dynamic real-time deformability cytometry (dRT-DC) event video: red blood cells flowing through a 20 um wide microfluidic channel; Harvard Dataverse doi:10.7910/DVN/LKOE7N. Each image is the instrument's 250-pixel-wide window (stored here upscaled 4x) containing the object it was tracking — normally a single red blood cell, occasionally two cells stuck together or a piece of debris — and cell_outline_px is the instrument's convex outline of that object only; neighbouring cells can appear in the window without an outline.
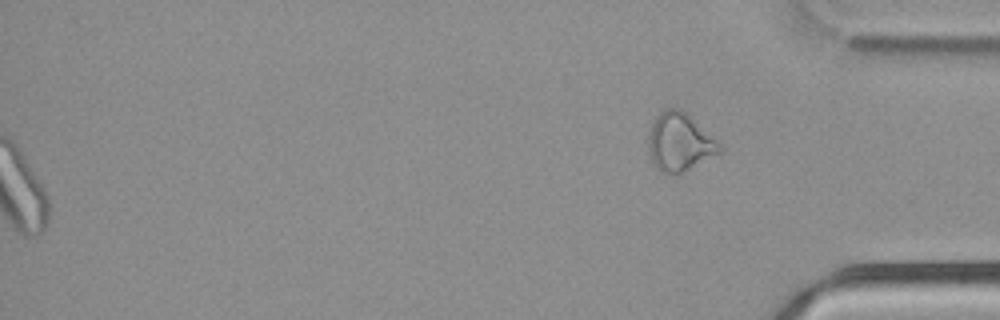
{"species": "common noctule bat (a hibernating species)", "species_latin": "Nyctalus noctula", "temperature_condition": "cold", "stored_images_in_passage": 51, "segment_of_instrument_passage": [2, 2], "camera_frame_rate_fps": 3000, "um_per_image_px": 0.085, "animal": {"sex": "male", "body_mass_g": 21.5, "forearm_length_mm": 52.0}, "frame": {"image": 1, "passage_image": 51, "time_ms": 16.667, "image_size_px": [1000, 320], "cell_outline_px": [[724, 152], [680, 172], [660, 172], [656, 168], [652, 160], [648, 148], [648, 136], [652, 124], [656, 116], [664, 108], [672, 104], [680, 108], [716, 140], [720, 144]], "centroid_in_image_um": [57.75, 12.04], "position_along_channel_um": 377.4, "area_um2": 23.87}}